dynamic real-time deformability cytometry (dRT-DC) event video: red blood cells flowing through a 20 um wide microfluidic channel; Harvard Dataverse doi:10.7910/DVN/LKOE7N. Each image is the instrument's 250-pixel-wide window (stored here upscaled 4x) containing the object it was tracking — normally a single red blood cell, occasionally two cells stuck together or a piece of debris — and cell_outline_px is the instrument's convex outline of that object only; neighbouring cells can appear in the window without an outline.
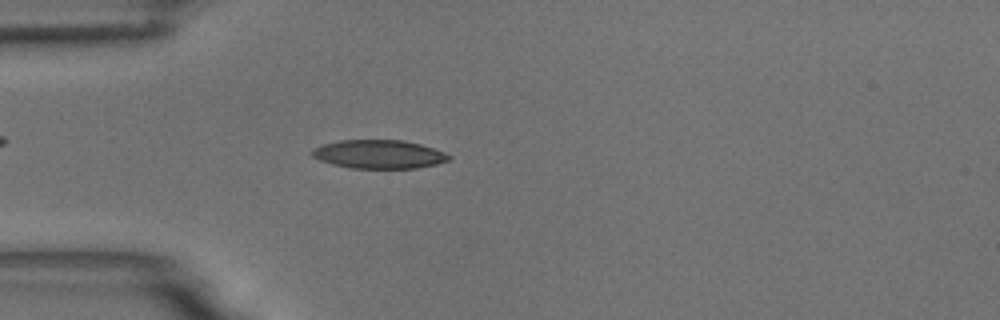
{"species": "common noctule bat (a hibernating species)", "species_latin": "Nyctalus noctula", "temperature_condition": "room temperature", "stored_images_in_passage": 54, "camera_frame_rate_fps": 3000, "um_per_image_px": 0.085, "animal": {"sex": "male", "body_mass_g": 18.8}, "frame": {"image": 1, "passage_image": 15, "time_ms": 4.667, "image_size_px": [1000, 320], "cell_outline_px": [[452, 160], [436, 164], [416, 168], [352, 168], [332, 164], [320, 160], [312, 156], [312, 148], [324, 144], [340, 140], [404, 140], [420, 144], [444, 152], [452, 156]], "centroid_in_image_um": [32.23, 13.11], "position_along_channel_um": 52.8, "area_um2": 22.77}}
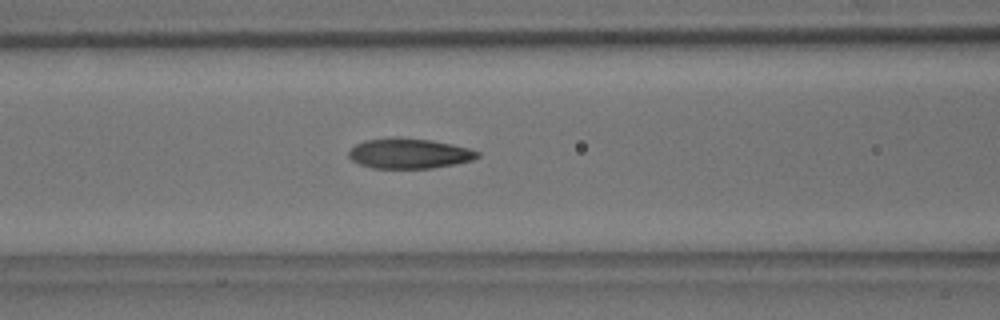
{"frame": {"image": 2, "passage_image": 22, "time_ms": 7.0, "image_size_px": [1000, 320], "cell_outline_px": [[480, 156], [472, 160], [456, 164], [432, 168], [372, 168], [360, 164], [352, 160], [348, 156], [348, 152], [356, 144], [364, 140], [392, 136], [396, 136], [432, 140], [452, 144], [468, 148], [480, 152]], "centroid_in_image_um": [34.77, 13.03], "position_along_channel_um": 131.8, "area_um2": 22.89}}
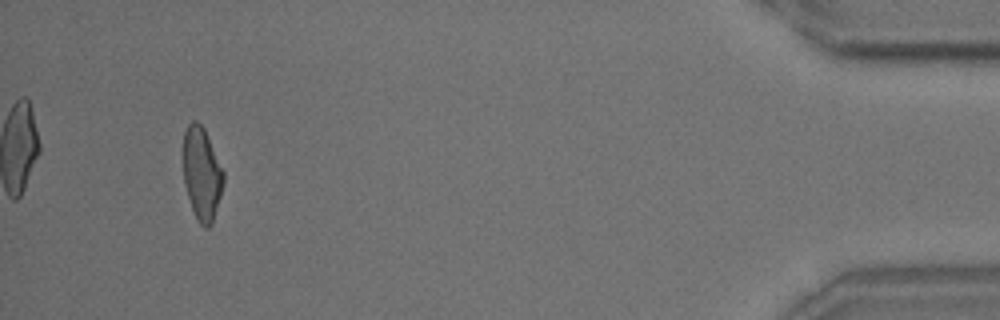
{"frame": {"image": 3, "passage_image": 51, "time_ms": 16.667, "image_size_px": [1000, 320], "cell_outline_px": [[224, 184], [212, 224], [208, 228], [204, 228], [196, 220], [184, 184], [184, 132], [188, 124], [192, 120], [196, 120], [204, 128], [224, 172]], "centroid_in_image_um": [17.16, 14.79], "position_along_channel_um": 418.0, "area_um2": 21.73}, "authors_computed_cell_mechanics": {"area_um2": 22.1374, "velocity_mm_per_s": 3.7041, "shape_relaxation_time_tau1_ms": 6.1861, "shape_relaxation_time_tau2_ms": 1.7341, "deformation_change_tau1": 0.1897, "deformation_change_tau2": 0.0798}}